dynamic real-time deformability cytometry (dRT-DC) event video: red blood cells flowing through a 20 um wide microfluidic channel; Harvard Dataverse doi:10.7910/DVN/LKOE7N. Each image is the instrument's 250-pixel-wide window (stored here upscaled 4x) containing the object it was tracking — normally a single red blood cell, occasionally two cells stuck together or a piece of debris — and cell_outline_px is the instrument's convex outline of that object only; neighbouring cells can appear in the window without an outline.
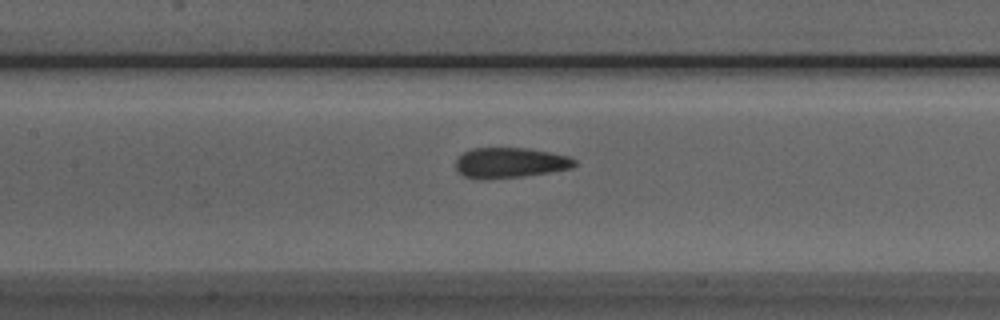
{"species": "Egyptian fruit bat (a non-hibernating species)", "species_latin": "Rousettus aegyptiacus", "temperature_condition": "room temperature", "stored_images_in_passage": 31, "camera_frame_rate_fps": 3000, "um_per_image_px": 0.085, "animal": {"sex": "male"}, "frame": {"image": 1, "passage_image": 12, "time_ms": 3.667, "image_size_px": [1000, 320], "cell_outline_px": [[576, 164], [572, 168], [524, 176], [484, 180], [480, 180], [464, 176], [456, 168], [456, 160], [464, 152], [472, 148], [528, 148], [568, 156], [576, 160]], "centroid_in_image_um": [43.34, 13.84], "position_along_channel_um": 164.1, "area_um2": 20.98}}
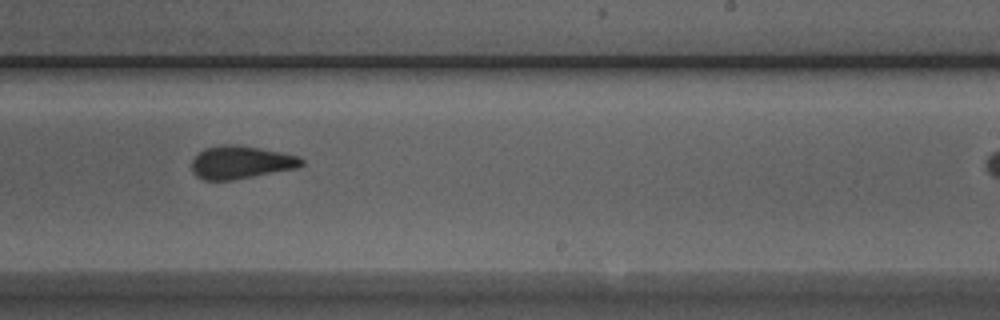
{"frame": {"image": 2, "passage_image": 20, "time_ms": 6.333, "image_size_px": [1000, 320], "cell_outline_px": [[304, 164], [296, 168], [232, 180], [204, 180], [196, 176], [192, 172], [192, 160], [204, 148], [220, 144], [236, 144], [260, 148], [300, 156], [304, 160]], "centroid_in_image_um": [20.46, 13.79], "position_along_channel_um": 268.5, "area_um2": 21.1}}
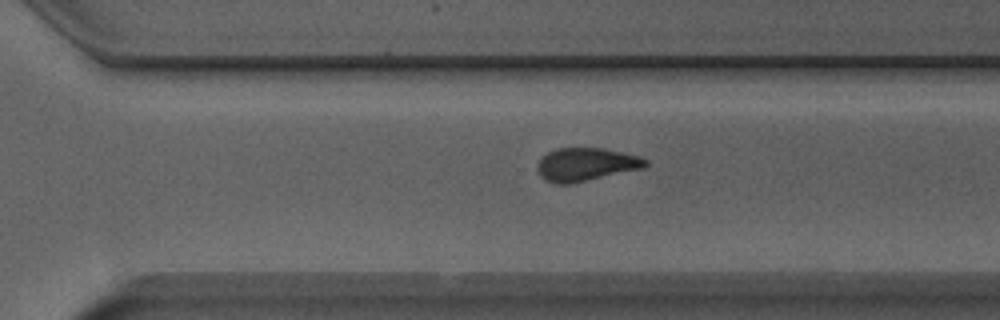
{"frame": {"image": 3, "passage_image": 24, "time_ms": 7.667, "image_size_px": [1000, 320], "cell_outline_px": [[648, 164], [644, 168], [568, 184], [556, 184], [544, 180], [540, 176], [536, 168], [536, 164], [548, 152], [556, 148], [604, 148], [640, 156], [648, 160]], "centroid_in_image_um": [49.8, 13.97], "position_along_channel_um": 320.8, "area_um2": 20.92}}